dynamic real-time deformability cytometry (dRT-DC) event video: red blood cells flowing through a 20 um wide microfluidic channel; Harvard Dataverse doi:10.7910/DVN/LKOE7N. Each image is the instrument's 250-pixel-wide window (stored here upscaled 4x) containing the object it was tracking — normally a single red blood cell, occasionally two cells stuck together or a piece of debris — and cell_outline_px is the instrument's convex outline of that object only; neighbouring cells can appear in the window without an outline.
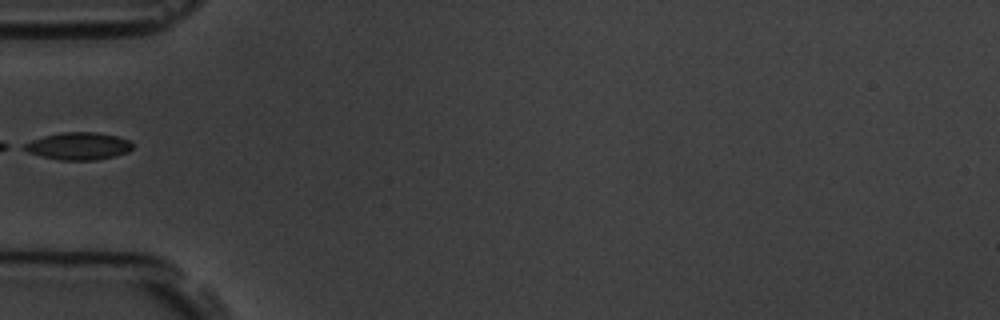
{"species": "common noctule bat (a hibernating species)", "species_latin": "Nyctalus noctula", "temperature_condition": "room temperature", "stored_images_in_passage": 2, "camera_frame_rate_fps": 3000, "um_per_image_px": 0.085, "animal": {"sex": "male", "body_mass_g": 19.5, "forearm_length_mm": 54.6}, "frame": {"image": 1, "passage_image": 1, "time_ms": 0.0, "image_size_px": [1000, 320], "cell_outline_px": [[132, 148], [128, 152], [96, 160], [60, 160], [40, 156], [28, 152], [20, 148], [24, 144], [32, 140], [44, 136], [60, 132], [96, 132], [116, 136], [128, 140], [132, 144]], "centroid_in_image_um": [6.63, 12.41], "position_along_channel_um": 78.4, "area_um2": 17.22}}
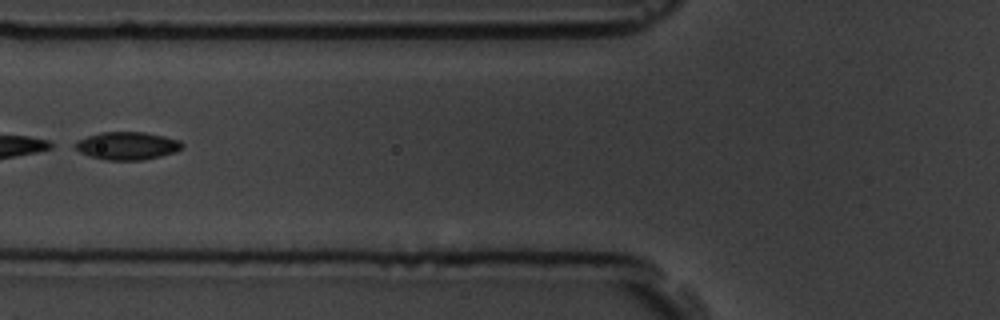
{"frame": {"image": 2, "passage_image": 2, "time_ms": 1.0, "image_size_px": [1000, 320], "cell_outline_px": [[184, 144], [176, 152], [144, 160], [108, 160], [88, 156], [80, 152], [72, 144], [88, 136], [100, 132], [144, 132], [164, 136], [180, 140]], "centroid_in_image_um": [10.82, 12.39], "position_along_channel_um": 115.0, "area_um2": 17.34}}